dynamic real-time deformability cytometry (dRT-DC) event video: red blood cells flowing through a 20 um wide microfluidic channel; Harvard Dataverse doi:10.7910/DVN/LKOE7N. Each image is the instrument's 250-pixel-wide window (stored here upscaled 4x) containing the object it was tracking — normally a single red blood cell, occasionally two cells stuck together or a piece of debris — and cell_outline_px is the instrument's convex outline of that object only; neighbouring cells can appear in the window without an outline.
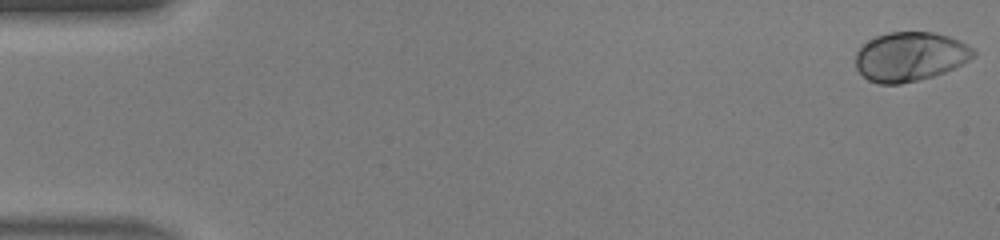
{"species": "human", "species_latin": "Homo sapiens", "temperature_condition": "warm", "stored_images_in_passage": 47, "camera_frame_rate_fps": 3000, "um_per_image_px": 0.085, "donor": {"sex": "male"}, "frame": {"image": 1, "passage_image": 1, "time_ms": 0.0, "image_size_px": [1000, 240], "cell_outline_px": [[976, 56], [944, 72], [932, 76], [900, 84], [880, 84], [868, 80], [856, 68], [856, 52], [860, 44], [876, 36], [888, 32], [932, 32], [948, 36], [960, 40], [968, 44], [976, 52]], "centroid_in_image_um": [77.33, 4.79], "position_along_channel_um": 7.7, "area_um2": 33.81}}
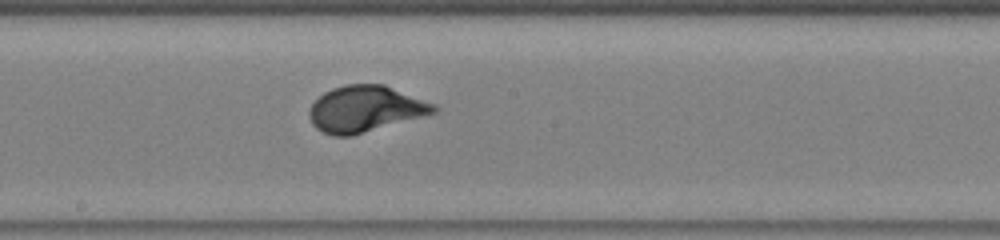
{"frame": {"image": 2, "passage_image": 26, "time_ms": 8.333, "image_size_px": [1000, 240], "cell_outline_px": [[440, 108], [436, 112], [352, 136], [332, 136], [316, 128], [312, 124], [308, 116], [308, 108], [324, 92], [332, 88], [344, 84], [384, 84], [436, 104]], "centroid_in_image_um": [31.03, 9.25], "position_along_channel_um": 217.2, "area_um2": 33.58}}
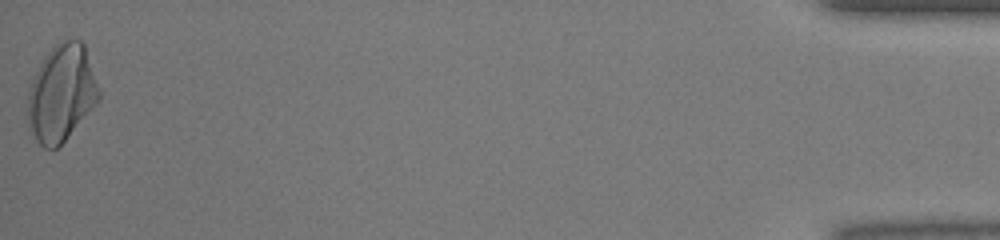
{"frame": {"image": 3, "passage_image": 47, "time_ms": 15.333, "image_size_px": [1000, 240], "cell_outline_px": [[100, 100], [64, 140], [56, 148], [44, 148], [36, 140], [32, 132], [28, 116], [28, 92], [32, 80], [44, 56], [60, 40], [80, 40], [84, 44], [100, 92]], "centroid_in_image_um": [5.23, 7.9], "position_along_channel_um": 430.0, "area_um2": 39.42}, "authors_computed_cell_mechanics": {"area_um2": 33.3506, "velocity_mm_per_s": 4.4283, "shape_relaxation_time_tau1_ms": 2.468, "shape_relaxation_time_tau2_ms": null, "deformation_change_tau1": 0.1634, "deformation_change_tau2": null}}